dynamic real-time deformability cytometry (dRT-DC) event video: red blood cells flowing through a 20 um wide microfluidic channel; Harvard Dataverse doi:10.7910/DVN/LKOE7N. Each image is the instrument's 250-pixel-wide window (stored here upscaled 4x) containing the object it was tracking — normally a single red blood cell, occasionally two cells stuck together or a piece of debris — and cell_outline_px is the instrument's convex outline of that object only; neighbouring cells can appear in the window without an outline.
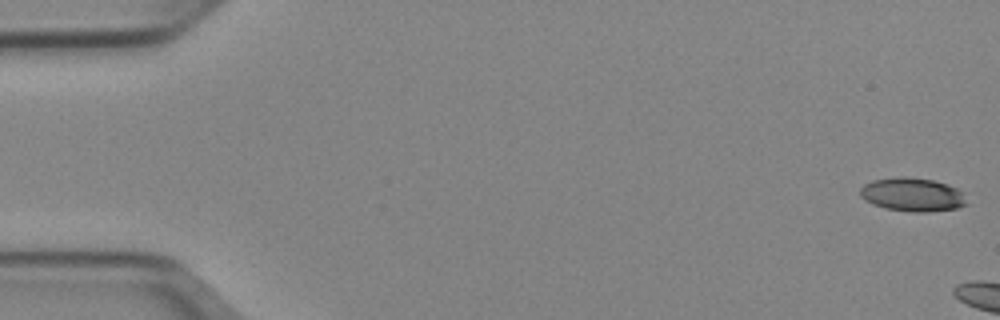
{"species": "Egyptian fruit bat (a non-hibernating species)", "species_latin": "Rousettus aegyptiacus", "temperature_condition": "cold", "stored_images_in_passage": 6, "camera_frame_rate_fps": 3000, "um_per_image_px": 0.085, "animal": {"sex": "female"}, "frame": {"image": 1, "passage_image": 1, "time_ms": 0.0, "image_size_px": [1000, 320], "cell_outline_px": [[968, 204], [956, 208], [928, 212], [912, 212], [884, 208], [872, 204], [864, 200], [860, 196], [860, 188], [864, 184], [872, 180], [900, 176], [904, 176], [932, 180], [948, 184], [956, 188], [960, 192]], "centroid_in_image_um": [77.51, 16.54], "position_along_channel_um": 7.5, "area_um2": 20.87}}